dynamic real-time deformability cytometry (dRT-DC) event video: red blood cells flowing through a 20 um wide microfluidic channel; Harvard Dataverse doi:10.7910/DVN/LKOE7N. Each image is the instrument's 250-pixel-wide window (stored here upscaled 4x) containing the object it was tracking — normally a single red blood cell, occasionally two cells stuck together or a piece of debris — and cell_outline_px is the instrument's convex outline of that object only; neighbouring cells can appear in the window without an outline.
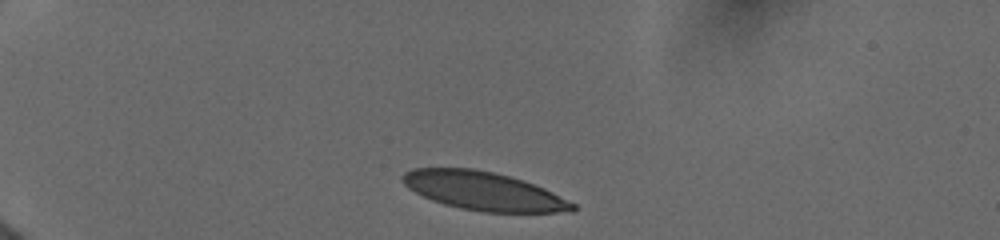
{"species": "human", "species_latin": "Homo sapiens", "temperature_condition": "cold", "stored_images_in_passage": 6, "camera_frame_rate_fps": 3000, "um_per_image_px": 0.085, "donor": {"sex": "female"}, "frame": {"image": 1, "passage_image": 1, "time_ms": 0.0, "image_size_px": [1000, 240], "cell_outline_px": [[576, 212], [484, 212], [460, 208], [444, 204], [432, 200], [408, 188], [400, 180], [400, 176], [404, 172], [412, 168], [472, 168], [492, 172], [508, 176], [544, 188], [576, 204]], "centroid_in_image_um": [41.08, 16.24], "position_along_channel_um": 43.9, "area_um2": 37.92}}
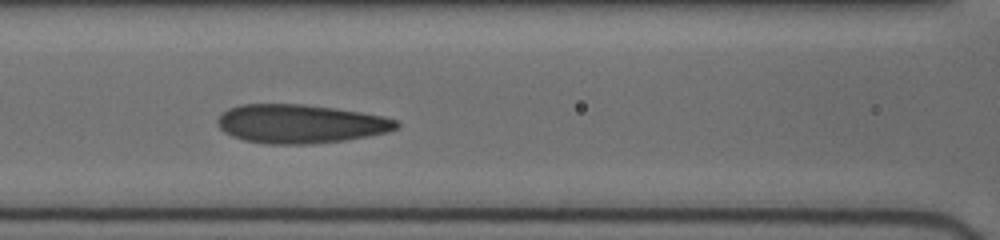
{"frame": {"image": 2, "passage_image": 5, "time_ms": 4.0, "image_size_px": [1000, 240], "cell_outline_px": [[400, 124], [396, 128], [388, 132], [344, 140], [308, 144], [268, 144], [244, 140], [232, 136], [224, 132], [216, 124], [216, 120], [228, 108], [240, 104], [300, 104], [332, 108], [360, 112], [384, 116], [396, 120]], "centroid_in_image_um": [25.49, 10.52], "position_along_channel_um": 141.1, "area_um2": 40.23}}
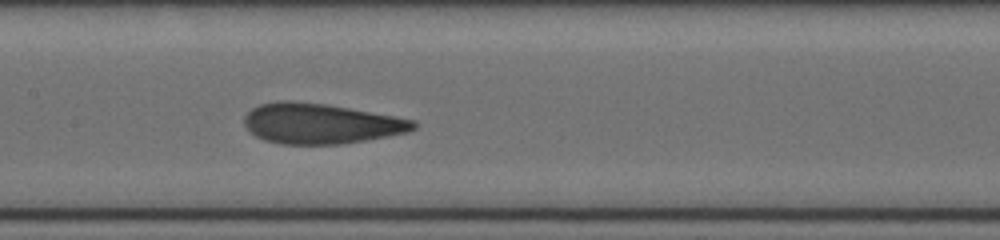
{"frame": {"image": 3, "passage_image": 6, "time_ms": 5.0, "image_size_px": [1000, 240], "cell_outline_px": [[416, 128], [408, 132], [388, 136], [340, 144], [280, 144], [264, 140], [256, 136], [244, 124], [244, 116], [252, 108], [260, 104], [276, 100], [292, 100], [328, 104], [416, 120]], "centroid_in_image_um": [27.24, 10.49], "position_along_channel_um": 180.2, "area_um2": 39.82}}